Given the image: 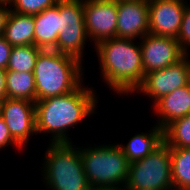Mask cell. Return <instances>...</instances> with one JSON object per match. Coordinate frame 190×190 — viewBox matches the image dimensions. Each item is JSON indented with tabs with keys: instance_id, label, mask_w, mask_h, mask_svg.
<instances>
[{
	"instance_id": "1",
	"label": "cell",
	"mask_w": 190,
	"mask_h": 190,
	"mask_svg": "<svg viewBox=\"0 0 190 190\" xmlns=\"http://www.w3.org/2000/svg\"><path fill=\"white\" fill-rule=\"evenodd\" d=\"M95 94L81 84L68 94L36 101V134L53 133L51 143H71L67 130L94 113L98 103Z\"/></svg>"
},
{
	"instance_id": "2",
	"label": "cell",
	"mask_w": 190,
	"mask_h": 190,
	"mask_svg": "<svg viewBox=\"0 0 190 190\" xmlns=\"http://www.w3.org/2000/svg\"><path fill=\"white\" fill-rule=\"evenodd\" d=\"M130 38L114 37L99 42L95 48L106 84L117 94H131L144 79L140 44Z\"/></svg>"
},
{
	"instance_id": "3",
	"label": "cell",
	"mask_w": 190,
	"mask_h": 190,
	"mask_svg": "<svg viewBox=\"0 0 190 190\" xmlns=\"http://www.w3.org/2000/svg\"><path fill=\"white\" fill-rule=\"evenodd\" d=\"M81 67L82 62L75 57L42 49L33 70L36 101L76 90L83 82Z\"/></svg>"
},
{
	"instance_id": "4",
	"label": "cell",
	"mask_w": 190,
	"mask_h": 190,
	"mask_svg": "<svg viewBox=\"0 0 190 190\" xmlns=\"http://www.w3.org/2000/svg\"><path fill=\"white\" fill-rule=\"evenodd\" d=\"M44 162V180L50 190H91L84 173L80 148L71 143H50Z\"/></svg>"
},
{
	"instance_id": "5",
	"label": "cell",
	"mask_w": 190,
	"mask_h": 190,
	"mask_svg": "<svg viewBox=\"0 0 190 190\" xmlns=\"http://www.w3.org/2000/svg\"><path fill=\"white\" fill-rule=\"evenodd\" d=\"M80 154L84 173L92 188L126 185L130 163L119 144L80 148Z\"/></svg>"
},
{
	"instance_id": "6",
	"label": "cell",
	"mask_w": 190,
	"mask_h": 190,
	"mask_svg": "<svg viewBox=\"0 0 190 190\" xmlns=\"http://www.w3.org/2000/svg\"><path fill=\"white\" fill-rule=\"evenodd\" d=\"M126 190H170L172 168L170 147L163 142L141 160L129 164Z\"/></svg>"
},
{
	"instance_id": "7",
	"label": "cell",
	"mask_w": 190,
	"mask_h": 190,
	"mask_svg": "<svg viewBox=\"0 0 190 190\" xmlns=\"http://www.w3.org/2000/svg\"><path fill=\"white\" fill-rule=\"evenodd\" d=\"M61 32L57 39V51L83 61V48L88 40L84 22L83 0H59Z\"/></svg>"
},
{
	"instance_id": "8",
	"label": "cell",
	"mask_w": 190,
	"mask_h": 190,
	"mask_svg": "<svg viewBox=\"0 0 190 190\" xmlns=\"http://www.w3.org/2000/svg\"><path fill=\"white\" fill-rule=\"evenodd\" d=\"M188 55L186 54L181 60L167 68L146 73L143 82L134 92L144 93L152 100L154 99L155 104L159 99L177 88L188 85L190 83Z\"/></svg>"
},
{
	"instance_id": "9",
	"label": "cell",
	"mask_w": 190,
	"mask_h": 190,
	"mask_svg": "<svg viewBox=\"0 0 190 190\" xmlns=\"http://www.w3.org/2000/svg\"><path fill=\"white\" fill-rule=\"evenodd\" d=\"M83 11L87 35L95 46L103 40L117 37L116 0H83Z\"/></svg>"
},
{
	"instance_id": "10",
	"label": "cell",
	"mask_w": 190,
	"mask_h": 190,
	"mask_svg": "<svg viewBox=\"0 0 190 190\" xmlns=\"http://www.w3.org/2000/svg\"><path fill=\"white\" fill-rule=\"evenodd\" d=\"M0 116L6 123L13 140L23 149L36 134L35 102L5 98Z\"/></svg>"
},
{
	"instance_id": "11",
	"label": "cell",
	"mask_w": 190,
	"mask_h": 190,
	"mask_svg": "<svg viewBox=\"0 0 190 190\" xmlns=\"http://www.w3.org/2000/svg\"><path fill=\"white\" fill-rule=\"evenodd\" d=\"M140 49L144 76L148 72L167 68L186 55L177 39L151 33L142 38Z\"/></svg>"
},
{
	"instance_id": "12",
	"label": "cell",
	"mask_w": 190,
	"mask_h": 190,
	"mask_svg": "<svg viewBox=\"0 0 190 190\" xmlns=\"http://www.w3.org/2000/svg\"><path fill=\"white\" fill-rule=\"evenodd\" d=\"M186 5L184 0H149V33L177 39Z\"/></svg>"
},
{
	"instance_id": "13",
	"label": "cell",
	"mask_w": 190,
	"mask_h": 190,
	"mask_svg": "<svg viewBox=\"0 0 190 190\" xmlns=\"http://www.w3.org/2000/svg\"><path fill=\"white\" fill-rule=\"evenodd\" d=\"M149 0L117 1V37L142 39L149 33Z\"/></svg>"
},
{
	"instance_id": "14",
	"label": "cell",
	"mask_w": 190,
	"mask_h": 190,
	"mask_svg": "<svg viewBox=\"0 0 190 190\" xmlns=\"http://www.w3.org/2000/svg\"><path fill=\"white\" fill-rule=\"evenodd\" d=\"M153 106L156 115L159 116L156 125L163 130L174 120L189 115L190 83L162 97Z\"/></svg>"
},
{
	"instance_id": "15",
	"label": "cell",
	"mask_w": 190,
	"mask_h": 190,
	"mask_svg": "<svg viewBox=\"0 0 190 190\" xmlns=\"http://www.w3.org/2000/svg\"><path fill=\"white\" fill-rule=\"evenodd\" d=\"M34 24V45L40 49L57 51V39L61 32L58 3L34 15Z\"/></svg>"
},
{
	"instance_id": "16",
	"label": "cell",
	"mask_w": 190,
	"mask_h": 190,
	"mask_svg": "<svg viewBox=\"0 0 190 190\" xmlns=\"http://www.w3.org/2000/svg\"><path fill=\"white\" fill-rule=\"evenodd\" d=\"M149 133L135 134L125 145H119L129 163L141 160L164 142V130L157 125Z\"/></svg>"
},
{
	"instance_id": "17",
	"label": "cell",
	"mask_w": 190,
	"mask_h": 190,
	"mask_svg": "<svg viewBox=\"0 0 190 190\" xmlns=\"http://www.w3.org/2000/svg\"><path fill=\"white\" fill-rule=\"evenodd\" d=\"M34 15L10 11L3 33L5 40L14 46L34 45Z\"/></svg>"
},
{
	"instance_id": "18",
	"label": "cell",
	"mask_w": 190,
	"mask_h": 190,
	"mask_svg": "<svg viewBox=\"0 0 190 190\" xmlns=\"http://www.w3.org/2000/svg\"><path fill=\"white\" fill-rule=\"evenodd\" d=\"M6 98L36 102L33 72L6 70Z\"/></svg>"
},
{
	"instance_id": "19",
	"label": "cell",
	"mask_w": 190,
	"mask_h": 190,
	"mask_svg": "<svg viewBox=\"0 0 190 190\" xmlns=\"http://www.w3.org/2000/svg\"><path fill=\"white\" fill-rule=\"evenodd\" d=\"M172 183L175 189H190V148L170 147Z\"/></svg>"
},
{
	"instance_id": "20",
	"label": "cell",
	"mask_w": 190,
	"mask_h": 190,
	"mask_svg": "<svg viewBox=\"0 0 190 190\" xmlns=\"http://www.w3.org/2000/svg\"><path fill=\"white\" fill-rule=\"evenodd\" d=\"M41 50L35 45L12 47L6 70L33 72L36 59Z\"/></svg>"
},
{
	"instance_id": "21",
	"label": "cell",
	"mask_w": 190,
	"mask_h": 190,
	"mask_svg": "<svg viewBox=\"0 0 190 190\" xmlns=\"http://www.w3.org/2000/svg\"><path fill=\"white\" fill-rule=\"evenodd\" d=\"M164 142L169 147L190 148V114L174 120L164 129Z\"/></svg>"
},
{
	"instance_id": "22",
	"label": "cell",
	"mask_w": 190,
	"mask_h": 190,
	"mask_svg": "<svg viewBox=\"0 0 190 190\" xmlns=\"http://www.w3.org/2000/svg\"><path fill=\"white\" fill-rule=\"evenodd\" d=\"M10 9L26 15H36L47 8L55 6L59 0H8Z\"/></svg>"
},
{
	"instance_id": "23",
	"label": "cell",
	"mask_w": 190,
	"mask_h": 190,
	"mask_svg": "<svg viewBox=\"0 0 190 190\" xmlns=\"http://www.w3.org/2000/svg\"><path fill=\"white\" fill-rule=\"evenodd\" d=\"M177 41L180 44L181 49L186 54H189L187 48L190 47V5H186Z\"/></svg>"
},
{
	"instance_id": "24",
	"label": "cell",
	"mask_w": 190,
	"mask_h": 190,
	"mask_svg": "<svg viewBox=\"0 0 190 190\" xmlns=\"http://www.w3.org/2000/svg\"><path fill=\"white\" fill-rule=\"evenodd\" d=\"M18 148V149H22L12 138V136L9 133L8 127L6 126L5 121L3 120V118L0 116V149L1 148H5L8 145Z\"/></svg>"
},
{
	"instance_id": "25",
	"label": "cell",
	"mask_w": 190,
	"mask_h": 190,
	"mask_svg": "<svg viewBox=\"0 0 190 190\" xmlns=\"http://www.w3.org/2000/svg\"><path fill=\"white\" fill-rule=\"evenodd\" d=\"M12 47L4 36L0 35V69L6 70Z\"/></svg>"
},
{
	"instance_id": "26",
	"label": "cell",
	"mask_w": 190,
	"mask_h": 190,
	"mask_svg": "<svg viewBox=\"0 0 190 190\" xmlns=\"http://www.w3.org/2000/svg\"><path fill=\"white\" fill-rule=\"evenodd\" d=\"M8 2H0V35H3L8 17L10 15V6ZM9 8V9H8Z\"/></svg>"
},
{
	"instance_id": "27",
	"label": "cell",
	"mask_w": 190,
	"mask_h": 190,
	"mask_svg": "<svg viewBox=\"0 0 190 190\" xmlns=\"http://www.w3.org/2000/svg\"><path fill=\"white\" fill-rule=\"evenodd\" d=\"M6 98V70L0 69V99Z\"/></svg>"
},
{
	"instance_id": "28",
	"label": "cell",
	"mask_w": 190,
	"mask_h": 190,
	"mask_svg": "<svg viewBox=\"0 0 190 190\" xmlns=\"http://www.w3.org/2000/svg\"><path fill=\"white\" fill-rule=\"evenodd\" d=\"M91 190H126L125 187L121 188V187H94L91 188Z\"/></svg>"
},
{
	"instance_id": "29",
	"label": "cell",
	"mask_w": 190,
	"mask_h": 190,
	"mask_svg": "<svg viewBox=\"0 0 190 190\" xmlns=\"http://www.w3.org/2000/svg\"><path fill=\"white\" fill-rule=\"evenodd\" d=\"M3 99H0V114H1V105H2Z\"/></svg>"
}]
</instances>
